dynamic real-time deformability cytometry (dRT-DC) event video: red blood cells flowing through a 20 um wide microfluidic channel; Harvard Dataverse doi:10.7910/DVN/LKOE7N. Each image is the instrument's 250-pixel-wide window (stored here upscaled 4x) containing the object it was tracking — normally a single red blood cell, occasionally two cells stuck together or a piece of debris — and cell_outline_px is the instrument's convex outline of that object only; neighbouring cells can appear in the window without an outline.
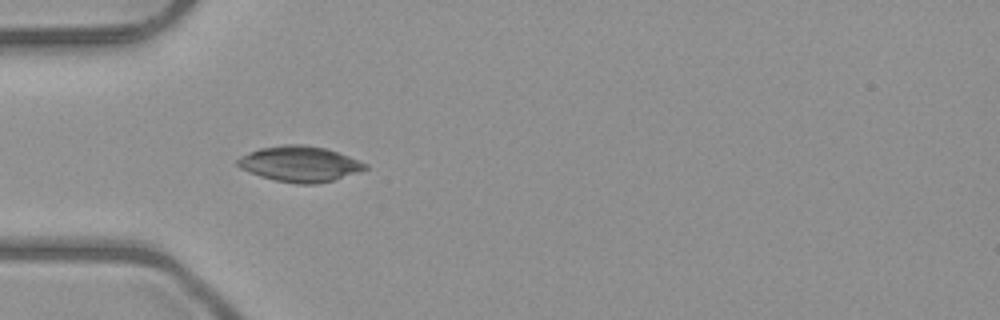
{"species": "common noctule bat (a hibernating species)", "species_latin": "Nyctalus noctula", "temperature_condition": "room temperature", "stored_images_in_passage": 38, "camera_frame_rate_fps": 3000, "um_per_image_px": 0.085, "animal": {"sex": "male", "body_mass_g": 23.1, "forearm_length_mm": 52.7}, "frame": {"image": 1, "passage_image": 4, "time_ms": 1.0, "image_size_px": [1000, 320], "cell_outline_px": [[368, 168], [332, 180], [316, 184], [296, 184], [276, 180], [260, 176], [248, 172], [240, 168], [236, 164], [236, 160], [240, 156], [248, 152], [260, 148], [284, 144], [304, 144], [324, 148], [348, 156], [368, 164]], "centroid_in_image_um": [25.42, 13.93], "position_along_channel_um": 59.6, "area_um2": 26.3}}
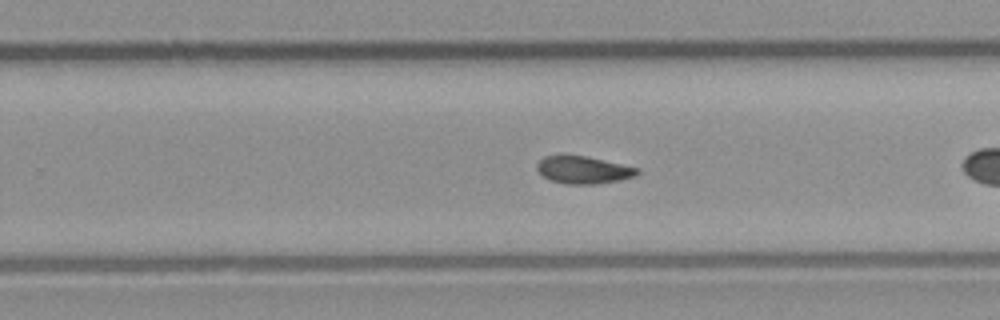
{"frame": {"image": 2, "passage_image": 18, "time_ms": 5.667, "image_size_px": [1000, 320], "cell_outline_px": [[640, 172], [636, 176], [620, 180], [600, 184], [564, 184], [552, 180], [544, 176], [536, 168], [536, 164], [544, 156], [584, 156], [640, 168]], "centroid_in_image_um": [49.62, 14.46], "position_along_channel_um": 280.2, "area_um2": 15.9}}
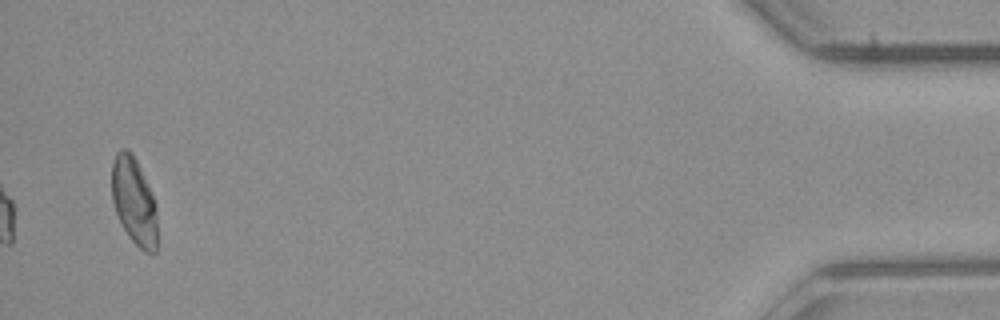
{"frame": {"image": 3, "passage_image": 38, "time_ms": 12.333, "image_size_px": [1000, 320], "cell_outline_px": [[156, 252], [144, 252], [128, 236], [116, 212], [112, 200], [112, 164], [116, 152], [120, 148], [128, 148], [132, 152], [140, 168], [156, 204]], "centroid_in_image_um": [11.38, 17.07], "position_along_channel_um": 423.8, "area_um2": 22.89}, "authors_computed_cell_mechanics": {"area_um2": 16.0973, "velocity_mm_per_s": 4.0095, "shape_relaxation_time_tau1_ms": null, "shape_relaxation_time_tau2_ms": 3.5239, "deformation_change_tau1": null, "deformation_change_tau2": 0.09}}